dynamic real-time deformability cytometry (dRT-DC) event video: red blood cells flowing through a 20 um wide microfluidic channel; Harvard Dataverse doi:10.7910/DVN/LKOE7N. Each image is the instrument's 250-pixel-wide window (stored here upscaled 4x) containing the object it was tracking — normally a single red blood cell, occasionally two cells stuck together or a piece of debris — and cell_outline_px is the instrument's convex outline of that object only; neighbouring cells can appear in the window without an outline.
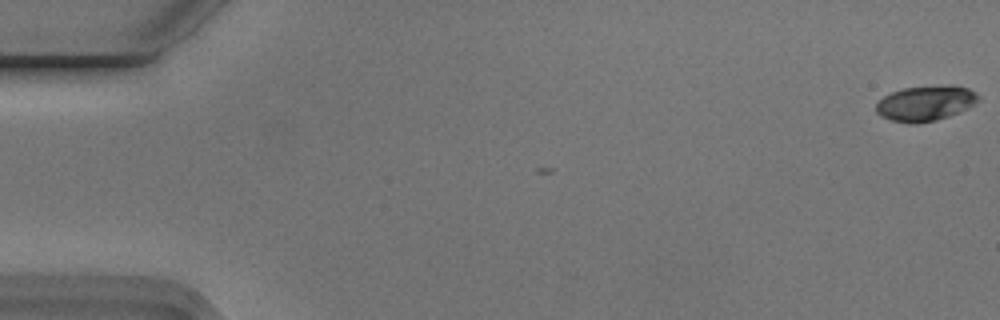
{"species": "Egyptian fruit bat (a non-hibernating species)", "species_latin": "Rousettus aegyptiacus", "temperature_condition": "cold", "stored_images_in_passage": 5, "camera_frame_rate_fps": 3000, "um_per_image_px": 0.085, "animal": {"sex": "male"}, "frame": {"image": 1, "passage_image": 1, "time_ms": 0.0, "image_size_px": [1000, 320], "cell_outline_px": [[980, 100], [968, 108], [960, 112], [936, 120], [916, 124], [908, 124], [892, 120], [880, 116], [876, 112], [876, 104], [884, 96], [892, 92], [904, 88], [948, 84], [968, 88], [976, 92], [980, 96]], "centroid_in_image_um": [78.69, 8.77], "position_along_channel_um": 6.3, "area_um2": 21.21}}